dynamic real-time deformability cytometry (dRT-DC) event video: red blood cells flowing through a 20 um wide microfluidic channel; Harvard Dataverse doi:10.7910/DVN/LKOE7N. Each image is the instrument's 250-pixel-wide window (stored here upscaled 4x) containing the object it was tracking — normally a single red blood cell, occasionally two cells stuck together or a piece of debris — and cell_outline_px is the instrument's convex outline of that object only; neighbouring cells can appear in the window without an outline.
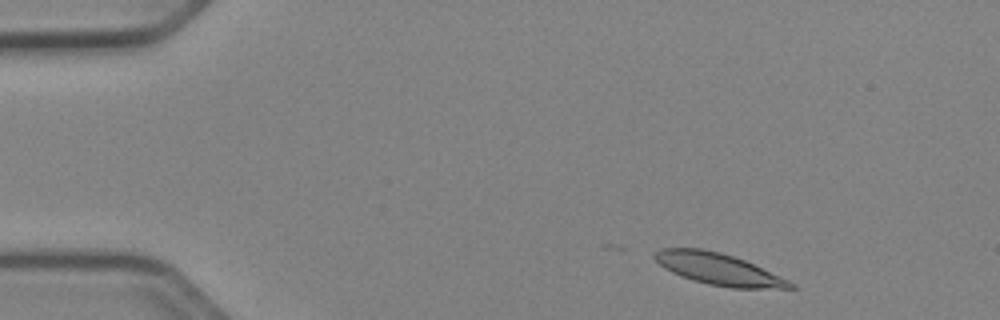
{"species": "Egyptian fruit bat (a non-hibernating species)", "species_latin": "Rousettus aegyptiacus", "temperature_condition": "cold", "stored_images_in_passage": 18, "camera_frame_rate_fps": 3000, "um_per_image_px": 0.085, "animal": {"sex": "female"}, "frame": {"image": 1, "passage_image": 3, "time_ms": 0.667, "image_size_px": [1000, 320], "cell_outline_px": [[796, 288], [732, 288], [708, 284], [692, 280], [680, 276], [664, 268], [652, 256], [660, 248], [700, 248], [720, 252], [744, 260], [788, 280], [796, 284]], "centroid_in_image_um": [61.04, 22.87], "position_along_channel_um": 24.0, "area_um2": 24.74}}
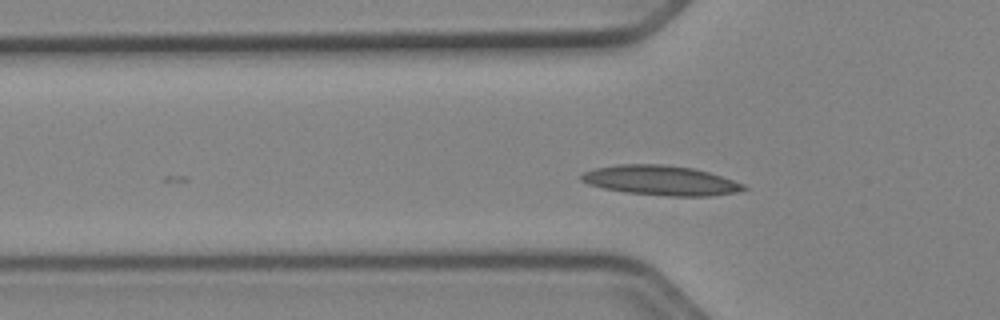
{"frame": {"image": 2, "passage_image": 13, "time_ms": 4.0, "image_size_px": [1000, 320], "cell_outline_px": [[748, 188], [736, 192], [708, 196], [668, 196], [624, 192], [604, 188], [588, 184], [580, 180], [580, 176], [584, 172], [596, 168], [616, 164], [664, 164], [692, 168], [708, 172], [744, 184]], "centroid_in_image_um": [56.13, 15.33], "position_along_channel_um": 69.7, "area_um2": 27.98}}
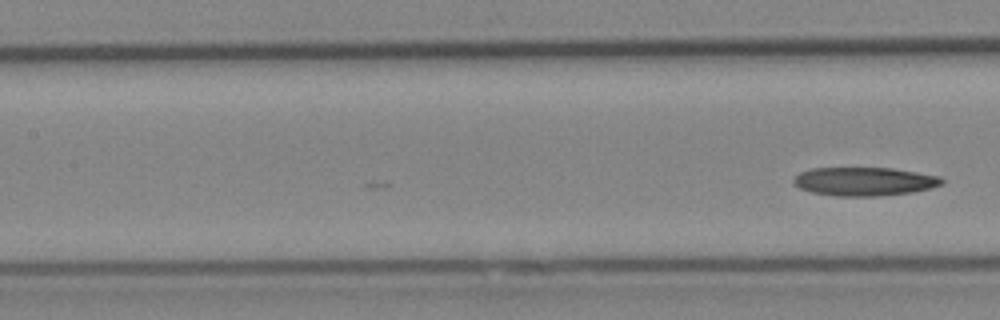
{"frame": {"image": 3, "passage_image": 18, "time_ms": 5.667, "image_size_px": [1000, 320], "cell_outline_px": [[944, 184], [932, 188], [912, 192], [876, 196], [836, 196], [812, 192], [800, 188], [792, 184], [792, 180], [800, 172], [812, 168], [892, 168], [940, 176], [944, 180]], "centroid_in_image_um": [73.47, 15.42], "position_along_channel_um": 133.9, "area_um2": 24.74}}